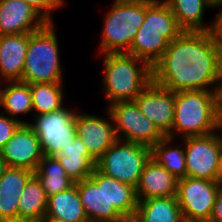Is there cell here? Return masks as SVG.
I'll use <instances>...</instances> for the list:
<instances>
[{
	"label": "cell",
	"instance_id": "1",
	"mask_svg": "<svg viewBox=\"0 0 222 222\" xmlns=\"http://www.w3.org/2000/svg\"><path fill=\"white\" fill-rule=\"evenodd\" d=\"M152 81L173 92L220 91L222 40L214 31H183L152 66Z\"/></svg>",
	"mask_w": 222,
	"mask_h": 222
},
{
	"label": "cell",
	"instance_id": "2",
	"mask_svg": "<svg viewBox=\"0 0 222 222\" xmlns=\"http://www.w3.org/2000/svg\"><path fill=\"white\" fill-rule=\"evenodd\" d=\"M182 32L164 0H145L144 22L126 53L144 60L152 67L161 58L169 43Z\"/></svg>",
	"mask_w": 222,
	"mask_h": 222
},
{
	"label": "cell",
	"instance_id": "3",
	"mask_svg": "<svg viewBox=\"0 0 222 222\" xmlns=\"http://www.w3.org/2000/svg\"><path fill=\"white\" fill-rule=\"evenodd\" d=\"M219 92L205 90L175 92L174 121L172 132L167 137L174 139L178 133L182 138L203 136L218 131Z\"/></svg>",
	"mask_w": 222,
	"mask_h": 222
},
{
	"label": "cell",
	"instance_id": "4",
	"mask_svg": "<svg viewBox=\"0 0 222 222\" xmlns=\"http://www.w3.org/2000/svg\"><path fill=\"white\" fill-rule=\"evenodd\" d=\"M103 55V89L109 105L134 101L152 82V67L142 59L126 52Z\"/></svg>",
	"mask_w": 222,
	"mask_h": 222
},
{
	"label": "cell",
	"instance_id": "5",
	"mask_svg": "<svg viewBox=\"0 0 222 222\" xmlns=\"http://www.w3.org/2000/svg\"><path fill=\"white\" fill-rule=\"evenodd\" d=\"M53 23L31 32L23 67L21 82L59 83L62 82V67L56 31Z\"/></svg>",
	"mask_w": 222,
	"mask_h": 222
},
{
	"label": "cell",
	"instance_id": "6",
	"mask_svg": "<svg viewBox=\"0 0 222 222\" xmlns=\"http://www.w3.org/2000/svg\"><path fill=\"white\" fill-rule=\"evenodd\" d=\"M145 19V0H114L104 18L99 52H127Z\"/></svg>",
	"mask_w": 222,
	"mask_h": 222
},
{
	"label": "cell",
	"instance_id": "7",
	"mask_svg": "<svg viewBox=\"0 0 222 222\" xmlns=\"http://www.w3.org/2000/svg\"><path fill=\"white\" fill-rule=\"evenodd\" d=\"M150 158L151 147L117 140L96 161L95 167L101 173L136 188Z\"/></svg>",
	"mask_w": 222,
	"mask_h": 222
},
{
	"label": "cell",
	"instance_id": "8",
	"mask_svg": "<svg viewBox=\"0 0 222 222\" xmlns=\"http://www.w3.org/2000/svg\"><path fill=\"white\" fill-rule=\"evenodd\" d=\"M76 113L63 106L59 110L34 116L29 126L40 141L43 155L56 156L77 136Z\"/></svg>",
	"mask_w": 222,
	"mask_h": 222
},
{
	"label": "cell",
	"instance_id": "9",
	"mask_svg": "<svg viewBox=\"0 0 222 222\" xmlns=\"http://www.w3.org/2000/svg\"><path fill=\"white\" fill-rule=\"evenodd\" d=\"M185 145L186 176L215 181L222 162V137L213 132L182 138Z\"/></svg>",
	"mask_w": 222,
	"mask_h": 222
},
{
	"label": "cell",
	"instance_id": "10",
	"mask_svg": "<svg viewBox=\"0 0 222 222\" xmlns=\"http://www.w3.org/2000/svg\"><path fill=\"white\" fill-rule=\"evenodd\" d=\"M118 140L153 147L164 136L139 109L135 101H120L107 107Z\"/></svg>",
	"mask_w": 222,
	"mask_h": 222
},
{
	"label": "cell",
	"instance_id": "11",
	"mask_svg": "<svg viewBox=\"0 0 222 222\" xmlns=\"http://www.w3.org/2000/svg\"><path fill=\"white\" fill-rule=\"evenodd\" d=\"M218 191L215 181L187 176L179 179L176 198L184 221H209Z\"/></svg>",
	"mask_w": 222,
	"mask_h": 222
},
{
	"label": "cell",
	"instance_id": "12",
	"mask_svg": "<svg viewBox=\"0 0 222 222\" xmlns=\"http://www.w3.org/2000/svg\"><path fill=\"white\" fill-rule=\"evenodd\" d=\"M134 101L164 137L172 132L175 92L152 81Z\"/></svg>",
	"mask_w": 222,
	"mask_h": 222
},
{
	"label": "cell",
	"instance_id": "13",
	"mask_svg": "<svg viewBox=\"0 0 222 222\" xmlns=\"http://www.w3.org/2000/svg\"><path fill=\"white\" fill-rule=\"evenodd\" d=\"M89 222H115L123 216L107 203L106 174L96 167L89 178L75 183Z\"/></svg>",
	"mask_w": 222,
	"mask_h": 222
},
{
	"label": "cell",
	"instance_id": "14",
	"mask_svg": "<svg viewBox=\"0 0 222 222\" xmlns=\"http://www.w3.org/2000/svg\"><path fill=\"white\" fill-rule=\"evenodd\" d=\"M106 111L109 120L86 113H76L75 116L77 135L85 144L89 155L95 161L118 140L110 111L108 108Z\"/></svg>",
	"mask_w": 222,
	"mask_h": 222
},
{
	"label": "cell",
	"instance_id": "15",
	"mask_svg": "<svg viewBox=\"0 0 222 222\" xmlns=\"http://www.w3.org/2000/svg\"><path fill=\"white\" fill-rule=\"evenodd\" d=\"M8 167L26 168L35 171L43 152L40 141L28 124H22L1 150Z\"/></svg>",
	"mask_w": 222,
	"mask_h": 222
},
{
	"label": "cell",
	"instance_id": "16",
	"mask_svg": "<svg viewBox=\"0 0 222 222\" xmlns=\"http://www.w3.org/2000/svg\"><path fill=\"white\" fill-rule=\"evenodd\" d=\"M47 23L35 9L21 0H0V35L35 32Z\"/></svg>",
	"mask_w": 222,
	"mask_h": 222
},
{
	"label": "cell",
	"instance_id": "17",
	"mask_svg": "<svg viewBox=\"0 0 222 222\" xmlns=\"http://www.w3.org/2000/svg\"><path fill=\"white\" fill-rule=\"evenodd\" d=\"M34 174L26 168L8 167L0 177V222H17L22 191Z\"/></svg>",
	"mask_w": 222,
	"mask_h": 222
},
{
	"label": "cell",
	"instance_id": "18",
	"mask_svg": "<svg viewBox=\"0 0 222 222\" xmlns=\"http://www.w3.org/2000/svg\"><path fill=\"white\" fill-rule=\"evenodd\" d=\"M30 36L0 35V81H21Z\"/></svg>",
	"mask_w": 222,
	"mask_h": 222
},
{
	"label": "cell",
	"instance_id": "19",
	"mask_svg": "<svg viewBox=\"0 0 222 222\" xmlns=\"http://www.w3.org/2000/svg\"><path fill=\"white\" fill-rule=\"evenodd\" d=\"M178 180L153 158L145 164L136 186L138 200L177 195Z\"/></svg>",
	"mask_w": 222,
	"mask_h": 222
},
{
	"label": "cell",
	"instance_id": "20",
	"mask_svg": "<svg viewBox=\"0 0 222 222\" xmlns=\"http://www.w3.org/2000/svg\"><path fill=\"white\" fill-rule=\"evenodd\" d=\"M55 157L75 183L89 178L96 166V161L89 155L78 135Z\"/></svg>",
	"mask_w": 222,
	"mask_h": 222
},
{
	"label": "cell",
	"instance_id": "21",
	"mask_svg": "<svg viewBox=\"0 0 222 222\" xmlns=\"http://www.w3.org/2000/svg\"><path fill=\"white\" fill-rule=\"evenodd\" d=\"M45 216L64 222H89L77 185L48 197Z\"/></svg>",
	"mask_w": 222,
	"mask_h": 222
},
{
	"label": "cell",
	"instance_id": "22",
	"mask_svg": "<svg viewBox=\"0 0 222 222\" xmlns=\"http://www.w3.org/2000/svg\"><path fill=\"white\" fill-rule=\"evenodd\" d=\"M183 31H214L215 20L208 26L203 23L204 11L213 6L209 0H164Z\"/></svg>",
	"mask_w": 222,
	"mask_h": 222
},
{
	"label": "cell",
	"instance_id": "23",
	"mask_svg": "<svg viewBox=\"0 0 222 222\" xmlns=\"http://www.w3.org/2000/svg\"><path fill=\"white\" fill-rule=\"evenodd\" d=\"M138 222H185L176 196L138 200Z\"/></svg>",
	"mask_w": 222,
	"mask_h": 222
},
{
	"label": "cell",
	"instance_id": "24",
	"mask_svg": "<svg viewBox=\"0 0 222 222\" xmlns=\"http://www.w3.org/2000/svg\"><path fill=\"white\" fill-rule=\"evenodd\" d=\"M1 86L0 107L8 113L10 118L18 120L22 124H29L28 121L17 119V116L33 111L30 84L21 81H7L4 88Z\"/></svg>",
	"mask_w": 222,
	"mask_h": 222
},
{
	"label": "cell",
	"instance_id": "25",
	"mask_svg": "<svg viewBox=\"0 0 222 222\" xmlns=\"http://www.w3.org/2000/svg\"><path fill=\"white\" fill-rule=\"evenodd\" d=\"M34 174L40 180L47 197L65 191L75 184L55 156L43 155Z\"/></svg>",
	"mask_w": 222,
	"mask_h": 222
},
{
	"label": "cell",
	"instance_id": "26",
	"mask_svg": "<svg viewBox=\"0 0 222 222\" xmlns=\"http://www.w3.org/2000/svg\"><path fill=\"white\" fill-rule=\"evenodd\" d=\"M47 200L40 180L33 174L26 183L18 207V221L41 220L46 213Z\"/></svg>",
	"mask_w": 222,
	"mask_h": 222
},
{
	"label": "cell",
	"instance_id": "27",
	"mask_svg": "<svg viewBox=\"0 0 222 222\" xmlns=\"http://www.w3.org/2000/svg\"><path fill=\"white\" fill-rule=\"evenodd\" d=\"M172 140L175 139L163 137L157 142L151 148V158L177 179H182L186 177L185 150L182 146H172Z\"/></svg>",
	"mask_w": 222,
	"mask_h": 222
},
{
	"label": "cell",
	"instance_id": "28",
	"mask_svg": "<svg viewBox=\"0 0 222 222\" xmlns=\"http://www.w3.org/2000/svg\"><path fill=\"white\" fill-rule=\"evenodd\" d=\"M62 86V82L30 84L34 116L50 113L64 106Z\"/></svg>",
	"mask_w": 222,
	"mask_h": 222
},
{
	"label": "cell",
	"instance_id": "29",
	"mask_svg": "<svg viewBox=\"0 0 222 222\" xmlns=\"http://www.w3.org/2000/svg\"><path fill=\"white\" fill-rule=\"evenodd\" d=\"M107 203L113 205L123 217H132L138 207L136 188L106 175Z\"/></svg>",
	"mask_w": 222,
	"mask_h": 222
},
{
	"label": "cell",
	"instance_id": "30",
	"mask_svg": "<svg viewBox=\"0 0 222 222\" xmlns=\"http://www.w3.org/2000/svg\"><path fill=\"white\" fill-rule=\"evenodd\" d=\"M35 9L48 23H53L52 12L61 8L65 0H21Z\"/></svg>",
	"mask_w": 222,
	"mask_h": 222
},
{
	"label": "cell",
	"instance_id": "31",
	"mask_svg": "<svg viewBox=\"0 0 222 222\" xmlns=\"http://www.w3.org/2000/svg\"><path fill=\"white\" fill-rule=\"evenodd\" d=\"M4 111L0 114V151L6 142L13 136L17 129L22 125L18 120L12 119L4 115Z\"/></svg>",
	"mask_w": 222,
	"mask_h": 222
},
{
	"label": "cell",
	"instance_id": "32",
	"mask_svg": "<svg viewBox=\"0 0 222 222\" xmlns=\"http://www.w3.org/2000/svg\"><path fill=\"white\" fill-rule=\"evenodd\" d=\"M209 220L214 222H222V191L220 190L217 193Z\"/></svg>",
	"mask_w": 222,
	"mask_h": 222
},
{
	"label": "cell",
	"instance_id": "33",
	"mask_svg": "<svg viewBox=\"0 0 222 222\" xmlns=\"http://www.w3.org/2000/svg\"><path fill=\"white\" fill-rule=\"evenodd\" d=\"M220 7H222V4ZM214 33L222 40V8L215 18Z\"/></svg>",
	"mask_w": 222,
	"mask_h": 222
},
{
	"label": "cell",
	"instance_id": "34",
	"mask_svg": "<svg viewBox=\"0 0 222 222\" xmlns=\"http://www.w3.org/2000/svg\"><path fill=\"white\" fill-rule=\"evenodd\" d=\"M215 183L217 184L220 191H222V162L218 169L217 177L215 180Z\"/></svg>",
	"mask_w": 222,
	"mask_h": 222
},
{
	"label": "cell",
	"instance_id": "35",
	"mask_svg": "<svg viewBox=\"0 0 222 222\" xmlns=\"http://www.w3.org/2000/svg\"><path fill=\"white\" fill-rule=\"evenodd\" d=\"M8 168L6 161L2 156V152L0 151V177L4 174L5 170Z\"/></svg>",
	"mask_w": 222,
	"mask_h": 222
},
{
	"label": "cell",
	"instance_id": "36",
	"mask_svg": "<svg viewBox=\"0 0 222 222\" xmlns=\"http://www.w3.org/2000/svg\"><path fill=\"white\" fill-rule=\"evenodd\" d=\"M115 222H138V221L134 216H132V217H123L122 219L117 220Z\"/></svg>",
	"mask_w": 222,
	"mask_h": 222
},
{
	"label": "cell",
	"instance_id": "37",
	"mask_svg": "<svg viewBox=\"0 0 222 222\" xmlns=\"http://www.w3.org/2000/svg\"><path fill=\"white\" fill-rule=\"evenodd\" d=\"M42 222H64V221H61V220H58V219H55V218H51V217L44 216V217L42 218Z\"/></svg>",
	"mask_w": 222,
	"mask_h": 222
},
{
	"label": "cell",
	"instance_id": "38",
	"mask_svg": "<svg viewBox=\"0 0 222 222\" xmlns=\"http://www.w3.org/2000/svg\"><path fill=\"white\" fill-rule=\"evenodd\" d=\"M213 8L219 7L222 4V0H209Z\"/></svg>",
	"mask_w": 222,
	"mask_h": 222
},
{
	"label": "cell",
	"instance_id": "39",
	"mask_svg": "<svg viewBox=\"0 0 222 222\" xmlns=\"http://www.w3.org/2000/svg\"><path fill=\"white\" fill-rule=\"evenodd\" d=\"M219 103H220V111H222V81H221V88L219 92Z\"/></svg>",
	"mask_w": 222,
	"mask_h": 222
},
{
	"label": "cell",
	"instance_id": "40",
	"mask_svg": "<svg viewBox=\"0 0 222 222\" xmlns=\"http://www.w3.org/2000/svg\"><path fill=\"white\" fill-rule=\"evenodd\" d=\"M218 130H222V111L219 112ZM221 137H222V135H221Z\"/></svg>",
	"mask_w": 222,
	"mask_h": 222
},
{
	"label": "cell",
	"instance_id": "41",
	"mask_svg": "<svg viewBox=\"0 0 222 222\" xmlns=\"http://www.w3.org/2000/svg\"><path fill=\"white\" fill-rule=\"evenodd\" d=\"M17 222H42V219L41 220H20Z\"/></svg>",
	"mask_w": 222,
	"mask_h": 222
}]
</instances>
